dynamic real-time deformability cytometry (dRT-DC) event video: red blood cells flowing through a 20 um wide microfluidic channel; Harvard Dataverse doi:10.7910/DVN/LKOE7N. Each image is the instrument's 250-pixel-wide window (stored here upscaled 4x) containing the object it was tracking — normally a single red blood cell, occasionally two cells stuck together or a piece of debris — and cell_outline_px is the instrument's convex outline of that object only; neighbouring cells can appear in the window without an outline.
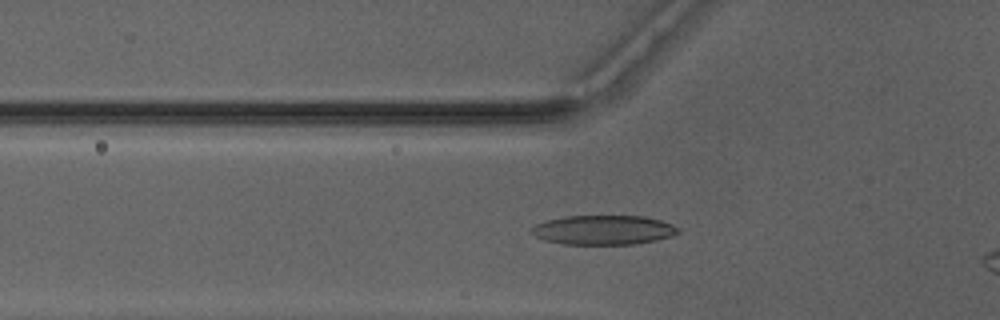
{"species": "Egyptian fruit bat (a non-hibernating species)", "species_latin": "Rousettus aegyptiacus", "temperature_condition": "warm", "stored_images_in_passage": 45, "camera_frame_rate_fps": 3000, "um_per_image_px": 0.085, "animal": {"sex": "male"}, "frame": {"image": 1, "passage_image": 18, "time_ms": 5.667, "image_size_px": [1000, 320], "cell_outline_px": [[680, 232], [672, 236], [656, 240], [636, 244], [560, 244], [544, 240], [536, 236], [532, 232], [532, 228], [536, 224], [548, 220], [564, 216], [644, 216], [660, 220], [672, 224], [680, 228]], "centroid_in_image_um": [51.33, 19.55], "position_along_channel_um": 74.5, "area_um2": 25.14}}
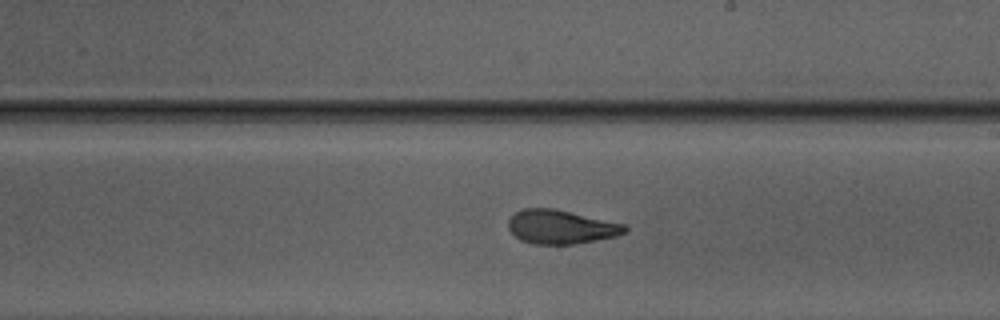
{"frame": {"image": 2, "passage_image": 30, "time_ms": 9.667, "image_size_px": [1000, 320], "cell_outline_px": [[628, 232], [616, 236], [576, 244], [532, 244], [520, 240], [508, 228], [508, 220], [516, 212], [524, 208], [552, 208], [624, 224], [628, 228]], "centroid_in_image_um": [47.67, 19.3], "position_along_channel_um": 241.3, "area_um2": 22.89}}
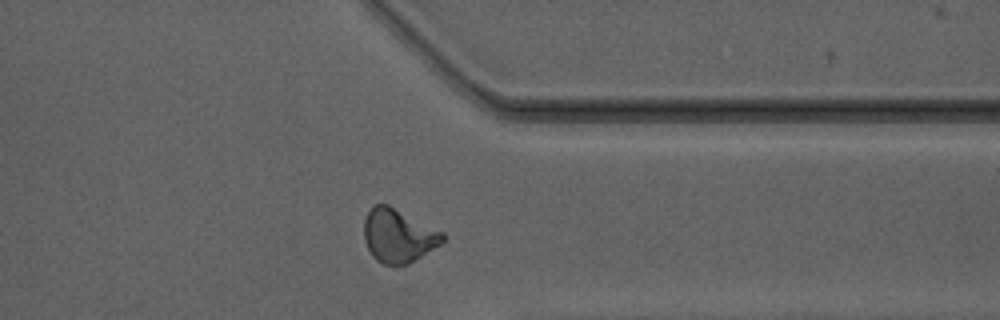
{"frame": {"image": 3, "passage_image": 40, "time_ms": 13.0, "image_size_px": [1000, 320], "cell_outline_px": [[444, 240], [440, 244], [408, 264], [384, 264], [376, 260], [372, 256], [364, 240], [364, 220], [368, 212], [376, 204], [388, 204], [444, 232]], "centroid_in_image_um": [33.85, 20.02], "position_along_channel_um": 377.6, "area_um2": 24.28}}